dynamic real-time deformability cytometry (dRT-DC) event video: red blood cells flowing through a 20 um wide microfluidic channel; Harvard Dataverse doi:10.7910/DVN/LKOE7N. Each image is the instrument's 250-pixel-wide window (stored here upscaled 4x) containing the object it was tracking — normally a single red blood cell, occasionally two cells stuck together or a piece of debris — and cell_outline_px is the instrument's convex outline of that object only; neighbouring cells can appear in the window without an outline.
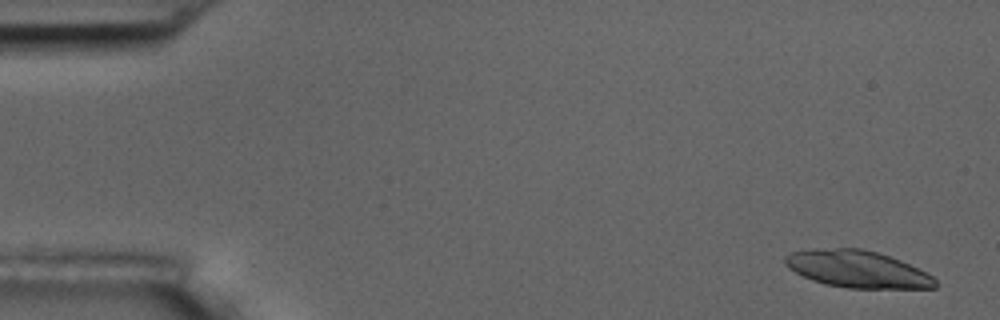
{"species": "common noctule bat (a hibernating species)", "species_latin": "Nyctalus noctula", "temperature_condition": "room temperature", "stored_images_in_passage": 4, "camera_frame_rate_fps": 3000, "um_per_image_px": 0.085, "animal": {"sex": "male", "body_mass_g": 17.5, "forearm_length_mm": 52.3}, "frame": {"image": 1, "passage_image": 1, "time_ms": 0.0, "image_size_px": [1000, 320], "cell_outline_px": [[940, 284], [936, 288], [848, 288], [824, 284], [812, 280], [788, 268], [784, 264], [784, 256], [792, 252], [812, 248], [860, 248], [876, 252], [900, 260], [932, 276]], "centroid_in_image_um": [72.85, 22.87], "position_along_channel_um": 12.2, "area_um2": 32.37}}